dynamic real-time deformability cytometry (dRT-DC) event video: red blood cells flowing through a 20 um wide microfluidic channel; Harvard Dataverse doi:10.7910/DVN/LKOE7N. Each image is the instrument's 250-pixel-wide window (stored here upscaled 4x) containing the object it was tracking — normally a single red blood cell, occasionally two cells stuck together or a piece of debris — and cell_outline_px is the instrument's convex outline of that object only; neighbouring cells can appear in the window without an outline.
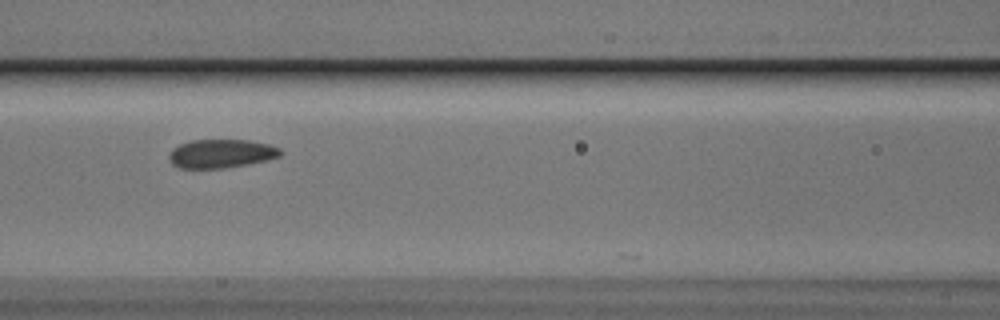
{"species": "Egyptian fruit bat (a non-hibernating species)", "species_latin": "Rousettus aegyptiacus", "temperature_condition": "cold", "stored_images_in_passage": 10, "camera_frame_rate_fps": 3000, "um_per_image_px": 0.085, "animal": {"sex": "male"}, "frame": {"image": 1, "passage_image": 7, "time_ms": 2.0, "image_size_px": [1000, 320], "cell_outline_px": [[284, 152], [280, 156], [268, 160], [248, 164], [224, 168], [180, 168], [172, 164], [168, 156], [172, 148], [180, 144], [192, 140], [248, 140], [268, 144], [280, 148]], "centroid_in_image_um": [18.82, 13.06], "position_along_channel_um": 147.8, "area_um2": 18.67}}